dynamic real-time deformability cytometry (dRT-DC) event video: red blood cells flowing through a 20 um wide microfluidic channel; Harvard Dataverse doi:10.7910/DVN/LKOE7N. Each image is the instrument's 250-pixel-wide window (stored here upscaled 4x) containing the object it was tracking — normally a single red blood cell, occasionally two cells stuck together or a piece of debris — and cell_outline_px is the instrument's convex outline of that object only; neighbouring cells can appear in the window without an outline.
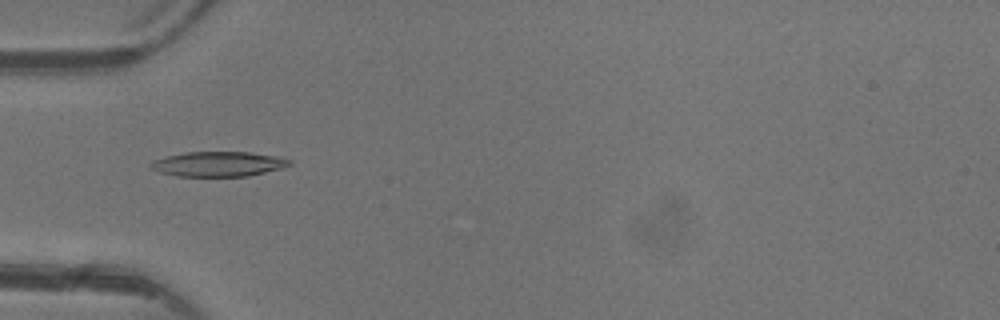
{"species": "common noctule bat (a hibernating species)", "species_latin": "Nyctalus noctula", "temperature_condition": "warm", "stored_images_in_passage": 5, "camera_frame_rate_fps": 3000, "um_per_image_px": 0.085, "animal": {"sex": "female"}, "frame": {"image": 1, "passage_image": 5, "time_ms": 4.667, "image_size_px": [1000, 320], "cell_outline_px": [[292, 164], [284, 168], [248, 176], [176, 176], [160, 172], [152, 168], [148, 164], [152, 160], [184, 152], [248, 152], [280, 156], [292, 160]], "centroid_in_image_um": [18.61, 13.94], "position_along_channel_um": 66.4, "area_um2": 20.29}}